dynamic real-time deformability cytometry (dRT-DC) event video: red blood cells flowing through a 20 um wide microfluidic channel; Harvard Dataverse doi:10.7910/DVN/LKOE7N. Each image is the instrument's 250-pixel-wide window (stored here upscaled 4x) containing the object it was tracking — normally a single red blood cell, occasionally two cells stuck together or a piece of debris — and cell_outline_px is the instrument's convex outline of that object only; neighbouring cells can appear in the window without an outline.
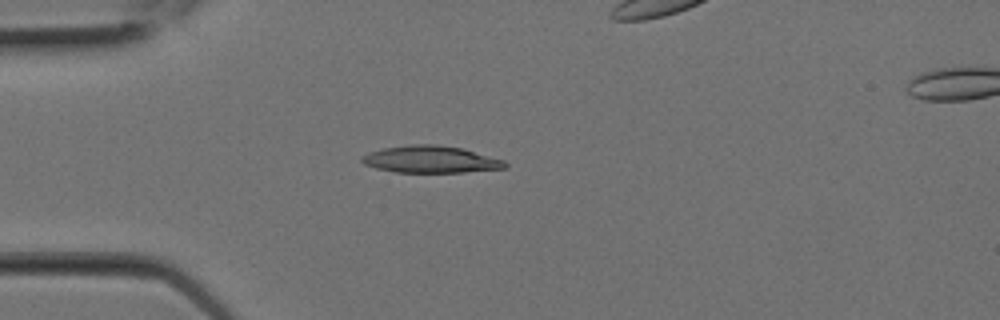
{"species": "Egyptian fruit bat (a non-hibernating species)", "species_latin": "Rousettus aegyptiacus", "temperature_condition": "room temperature", "stored_images_in_passage": 8, "segment_of_instrument_passage": [1, 2], "camera_frame_rate_fps": 3000, "um_per_image_px": 0.085, "animal": {"sex": "female"}, "frame": {"image": 1, "passage_image": 5, "time_ms": 1.333, "image_size_px": [1000, 320], "cell_outline_px": [[508, 168], [464, 172], [396, 172], [376, 168], [364, 164], [360, 160], [360, 156], [368, 152], [384, 148], [408, 144], [436, 144], [464, 148], [504, 160], [508, 164]], "centroid_in_image_um": [36.61, 13.54], "position_along_channel_um": 48.4, "area_um2": 22.77}}
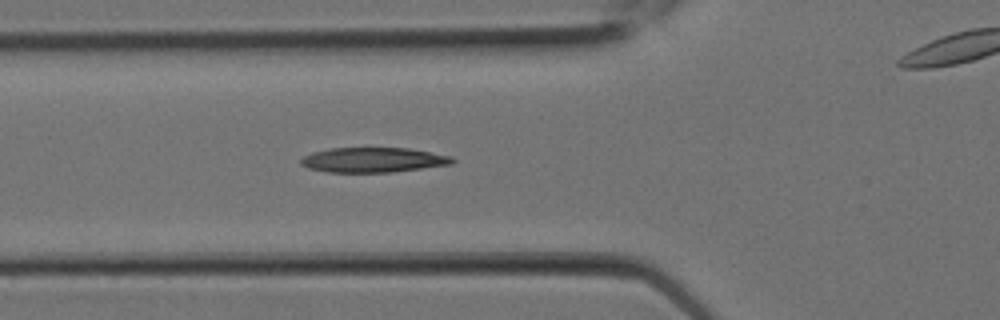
{"frame": {"image": 2, "passage_image": 7, "time_ms": 2.0, "image_size_px": [1000, 320], "cell_outline_px": [[456, 160], [452, 164], [392, 172], [328, 172], [308, 168], [300, 164], [300, 160], [304, 156], [312, 152], [328, 148], [364, 144], [408, 148], [452, 156]], "centroid_in_image_um": [31.68, 13.53], "position_along_channel_um": 94.1, "area_um2": 23.12}}